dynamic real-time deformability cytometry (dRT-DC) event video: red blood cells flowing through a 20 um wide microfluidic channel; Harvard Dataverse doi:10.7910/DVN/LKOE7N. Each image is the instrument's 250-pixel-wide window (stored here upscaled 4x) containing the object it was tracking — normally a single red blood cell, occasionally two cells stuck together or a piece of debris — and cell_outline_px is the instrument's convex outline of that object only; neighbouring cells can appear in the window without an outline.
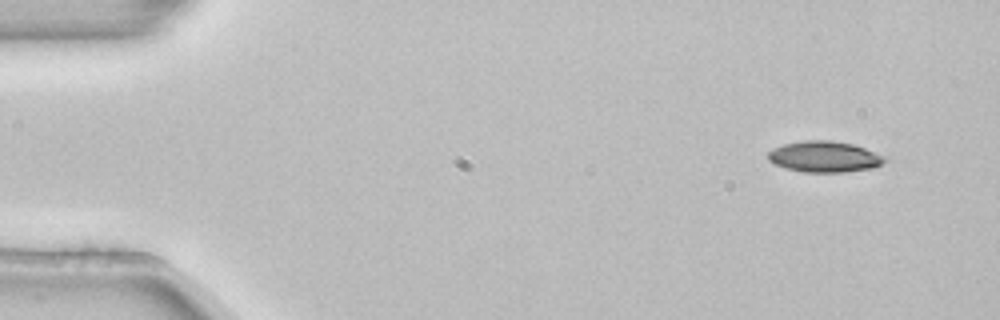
{"species": "common noctule bat (a hibernating species)", "species_latin": "Nyctalus noctula", "temperature_condition": "room temperature", "stored_images_in_passage": 4, "camera_frame_rate_fps": 3000, "um_per_image_px": 0.085, "animal": {"sex": "female", "body_mass_g": 22.7, "forearm_length_mm": 54.2}, "frame": {"image": 1, "passage_image": 1, "time_ms": 0.0, "image_size_px": [1000, 320], "cell_outline_px": [[892, 156], [888, 160], [876, 168], [844, 172], [804, 172], [784, 168], [768, 160], [768, 152], [772, 148], [784, 144], [804, 140], [832, 140], [852, 144]], "centroid_in_image_um": [70.17, 13.32], "position_along_channel_um": 14.8, "area_um2": 21.62}}
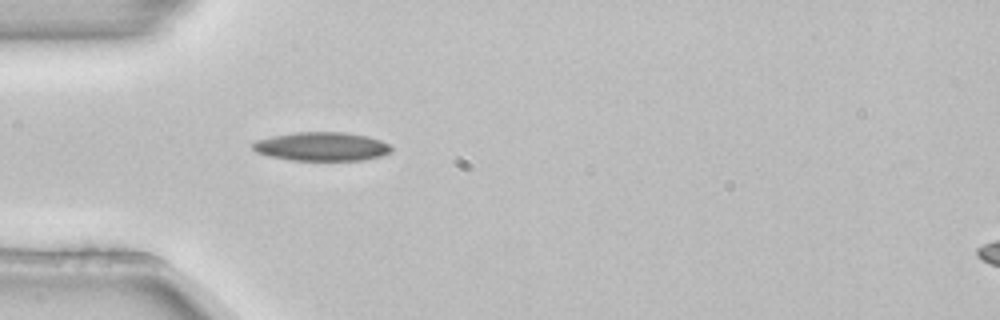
{"frame": {"image": 2, "passage_image": 4, "time_ms": 1.0, "image_size_px": [1000, 320], "cell_outline_px": [[392, 152], [380, 156], [364, 160], [292, 160], [268, 156], [256, 152], [252, 148], [252, 144], [256, 140], [272, 136], [296, 132], [344, 132], [368, 136], [380, 140], [388, 144], [392, 148]], "centroid_in_image_um": [27.34, 12.45], "position_along_channel_um": 57.7, "area_um2": 23.24}}